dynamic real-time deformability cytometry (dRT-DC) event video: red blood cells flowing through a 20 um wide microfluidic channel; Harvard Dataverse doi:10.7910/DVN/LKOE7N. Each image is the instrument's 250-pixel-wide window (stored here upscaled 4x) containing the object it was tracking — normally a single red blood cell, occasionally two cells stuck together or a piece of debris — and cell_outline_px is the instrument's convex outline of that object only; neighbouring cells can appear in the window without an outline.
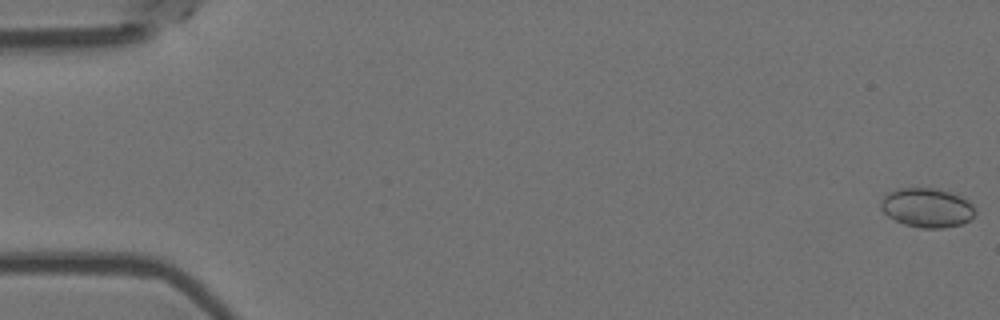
{"species": "Egyptian fruit bat (a non-hibernating species)", "species_latin": "Rousettus aegyptiacus", "temperature_condition": "room temperature", "stored_images_in_passage": 56, "camera_frame_rate_fps": 3000, "um_per_image_px": 0.085, "animal": {"sex": "female"}, "frame": {"image": 1, "passage_image": 1, "time_ms": 0.0, "image_size_px": [1000, 320], "cell_outline_px": [[976, 212], [968, 220], [960, 224], [944, 228], [920, 228], [904, 224], [888, 216], [880, 208], [880, 200], [888, 192], [896, 188], [936, 188], [960, 196], [968, 200], [976, 208]], "centroid_in_image_um": [78.77, 17.65], "position_along_channel_um": 6.2, "area_um2": 21.62}}
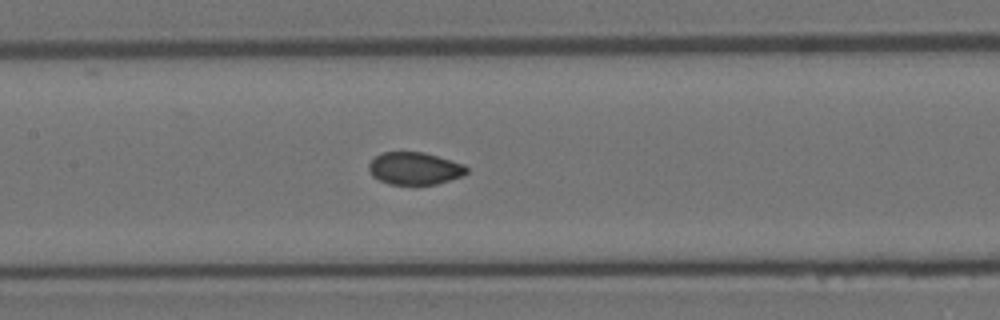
{"frame": {"image": 2, "passage_image": 27, "time_ms": 8.667, "image_size_px": [1000, 320], "cell_outline_px": [[468, 172], [464, 176], [436, 184], [416, 188], [388, 184], [372, 176], [368, 168], [368, 164], [376, 156], [384, 152], [424, 152], [464, 164], [468, 168]], "centroid_in_image_um": [35.26, 14.37], "position_along_channel_um": 172.1, "area_um2": 19.19}}
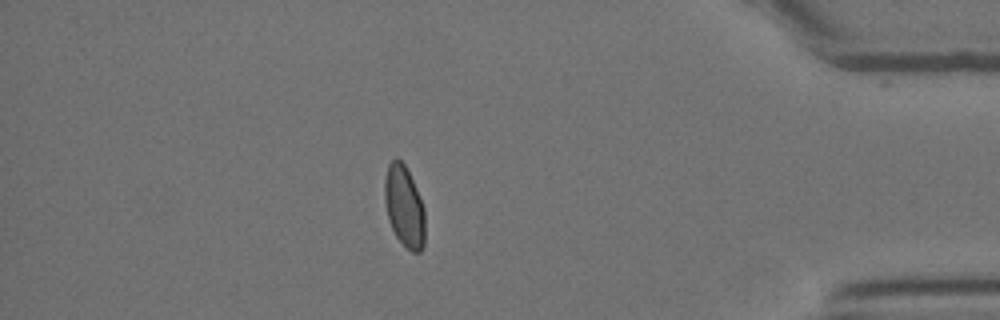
{"frame": {"image": 3, "passage_image": 49, "time_ms": 16.0, "image_size_px": [1000, 320], "cell_outline_px": [[424, 244], [420, 252], [412, 252], [396, 236], [388, 220], [384, 200], [384, 180], [388, 164], [396, 156], [404, 164], [416, 188], [424, 208]], "centroid_in_image_um": [34.34, 17.52], "position_along_channel_um": 400.9, "area_um2": 19.02}, "authors_computed_cell_mechanics": {"area_um2": 19.3052, "velocity_mm_per_s": 3.6595, "shape_relaxation_time_tau1_ms": null, "shape_relaxation_time_tau2_ms": 0.696, "deformation_change_tau1": null, "deformation_change_tau2": 0.0369}}